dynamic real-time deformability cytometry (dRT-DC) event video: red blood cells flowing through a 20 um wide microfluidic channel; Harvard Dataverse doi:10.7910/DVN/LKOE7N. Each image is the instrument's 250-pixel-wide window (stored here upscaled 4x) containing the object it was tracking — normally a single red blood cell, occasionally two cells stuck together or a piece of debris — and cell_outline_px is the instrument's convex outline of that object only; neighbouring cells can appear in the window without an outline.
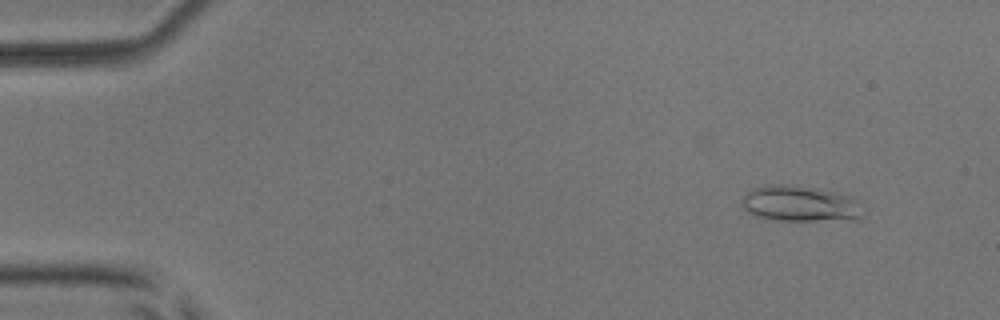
{"species": "common noctule bat (a hibernating species)", "species_latin": "Nyctalus noctula", "temperature_condition": "room temperature", "stored_images_in_passage": 3, "camera_frame_rate_fps": 3000, "um_per_image_px": 0.085, "animal": {"sex": "male", "body_mass_g": 17.9, "forearm_length_mm": 54.2}, "frame": {"image": 1, "passage_image": 1, "time_ms": 0.0, "image_size_px": [1000, 320], "cell_outline_px": [[864, 216], [860, 220], [768, 220], [752, 216], [744, 208], [744, 196], [752, 188], [764, 184], [792, 184], [816, 188], [836, 192], [852, 196], [856, 200]], "centroid_in_image_um": [68.01, 17.32], "position_along_channel_um": 17.0, "area_um2": 25.66}}